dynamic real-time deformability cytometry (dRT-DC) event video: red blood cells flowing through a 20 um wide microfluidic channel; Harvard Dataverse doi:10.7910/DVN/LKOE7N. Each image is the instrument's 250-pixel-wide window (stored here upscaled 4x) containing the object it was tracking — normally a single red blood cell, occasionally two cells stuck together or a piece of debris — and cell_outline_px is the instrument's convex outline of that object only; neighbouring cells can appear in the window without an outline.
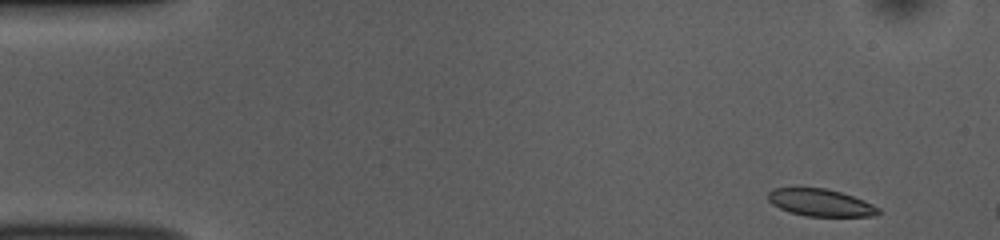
{"species": "common noctule bat (a hibernating species)", "species_latin": "Nyctalus noctula", "temperature_condition": "room temperature", "stored_images_in_passage": 10, "camera_frame_rate_fps": 3000, "um_per_image_px": 0.085, "animal": {"sex": "female", "body_mass_g": 10.0, "forearm_length_mm": 53.1}, "frame": {"image": 1, "passage_image": 1, "time_ms": 0.0, "image_size_px": [1000, 240], "cell_outline_px": [[880, 212], [876, 216], [804, 216], [788, 212], [772, 204], [768, 200], [768, 192], [772, 188], [824, 188], [840, 192], [864, 200], [880, 208]], "centroid_in_image_um": [69.73, 17.23], "position_along_channel_um": 15.3, "area_um2": 17.51}}